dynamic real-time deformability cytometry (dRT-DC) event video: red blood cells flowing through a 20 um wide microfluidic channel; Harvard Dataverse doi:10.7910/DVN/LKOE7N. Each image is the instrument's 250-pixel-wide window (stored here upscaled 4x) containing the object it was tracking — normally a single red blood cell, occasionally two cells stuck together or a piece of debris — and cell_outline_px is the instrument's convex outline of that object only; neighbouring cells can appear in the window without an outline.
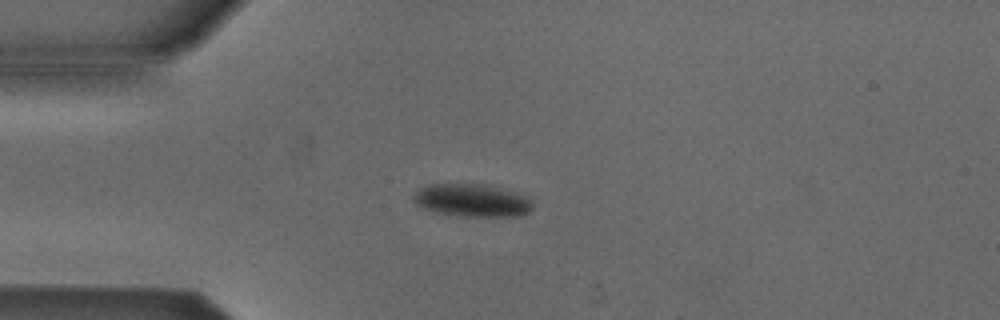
{"species": "Egyptian fruit bat (a non-hibernating species)", "species_latin": "Rousettus aegyptiacus", "temperature_condition": "cold", "stored_images_in_passage": 5, "camera_frame_rate_fps": 3000, "um_per_image_px": 0.085, "animal": {"sex": "male"}, "frame": {"image": 1, "passage_image": 3, "time_ms": 2.667, "image_size_px": [1000, 320], "cell_outline_px": [[532, 208], [528, 212], [520, 216], [460, 216], [436, 212], [424, 208], [416, 204], [412, 200], [412, 196], [416, 192], [428, 184], [480, 184], [528, 196], [532, 200]], "centroid_in_image_um": [40.11, 17.04], "position_along_channel_um": 44.9, "area_um2": 22.48}}